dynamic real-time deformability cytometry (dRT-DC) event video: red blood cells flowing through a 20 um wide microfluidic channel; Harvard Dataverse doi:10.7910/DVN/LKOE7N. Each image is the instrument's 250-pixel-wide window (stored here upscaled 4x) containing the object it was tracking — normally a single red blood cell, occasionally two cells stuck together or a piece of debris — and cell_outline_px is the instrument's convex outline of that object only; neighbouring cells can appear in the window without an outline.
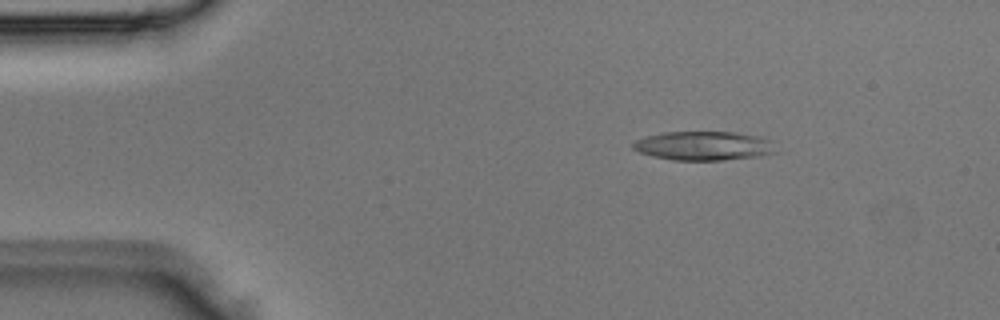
{"species": "Egyptian fruit bat (a non-hibernating species)", "species_latin": "Rousettus aegyptiacus", "temperature_condition": "room temperature", "stored_images_in_passage": 4, "camera_frame_rate_fps": 3000, "um_per_image_px": 0.085, "animal": {"sex": "male"}, "frame": {"image": 1, "passage_image": 2, "time_ms": 0.333, "image_size_px": [1000, 320], "cell_outline_px": [[776, 152], [760, 156], [724, 160], [672, 160], [652, 156], [640, 152], [632, 148], [632, 144], [636, 140], [648, 136], [664, 132], [736, 132], [760, 136], [768, 140]], "centroid_in_image_um": [59.79, 12.4], "position_along_channel_um": 25.2, "area_um2": 23.99}}
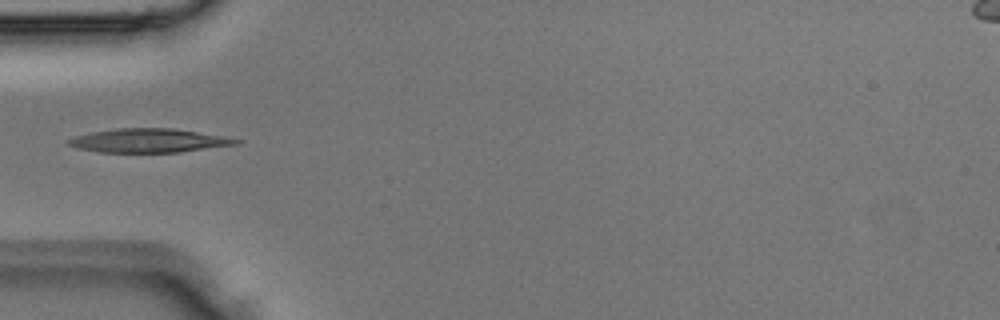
{"frame": {"image": 2, "passage_image": 4, "time_ms": 1.0, "image_size_px": [1000, 320], "cell_outline_px": [[244, 140], [240, 144], [180, 152], [100, 152], [80, 148], [68, 144], [64, 140], [76, 136], [92, 132], [116, 128], [172, 128]], "centroid_in_image_um": [12.66, 11.95], "position_along_channel_um": 72.3, "area_um2": 23.06}}